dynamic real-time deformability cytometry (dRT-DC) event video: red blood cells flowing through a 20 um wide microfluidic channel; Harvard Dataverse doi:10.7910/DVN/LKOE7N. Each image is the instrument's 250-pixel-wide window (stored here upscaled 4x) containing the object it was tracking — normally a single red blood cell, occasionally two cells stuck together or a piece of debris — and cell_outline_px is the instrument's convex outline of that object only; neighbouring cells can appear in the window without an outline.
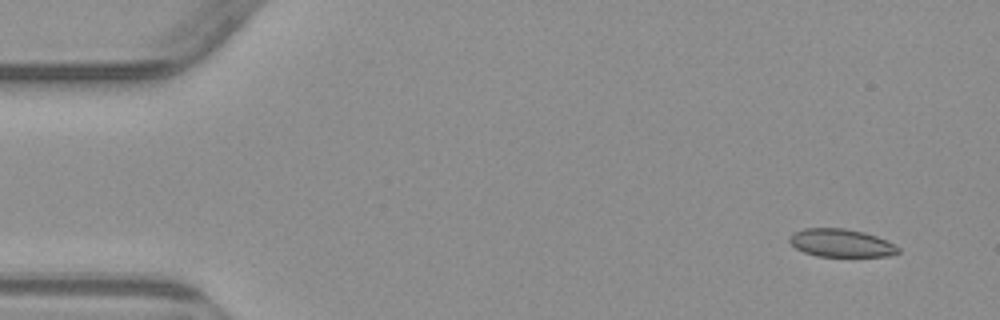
{"species": "common noctule bat (a hibernating species)", "species_latin": "Nyctalus noctula", "temperature_condition": "warm", "stored_images_in_passage": 7, "camera_frame_rate_fps": 3000, "um_per_image_px": 0.085, "animal": {"sex": "male", "body_mass_g": 23.1, "forearm_length_mm": 52.7}, "frame": {"image": 1, "passage_image": 1, "time_ms": 0.0, "image_size_px": [1000, 320], "cell_outline_px": [[900, 252], [888, 256], [816, 256], [804, 252], [796, 248], [788, 240], [788, 236], [792, 232], [804, 228], [844, 228], [864, 232], [888, 240], [900, 248]], "centroid_in_image_um": [71.48, 20.64], "position_along_channel_um": 13.5, "area_um2": 17.86}}
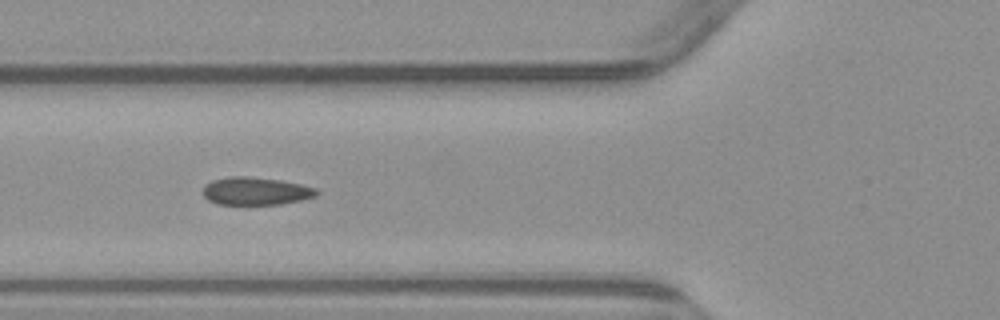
{"frame": {"image": 2, "passage_image": 5, "time_ms": 5.333, "image_size_px": [1000, 320], "cell_outline_px": [[320, 192], [316, 196], [300, 200], [280, 204], [220, 204], [208, 200], [204, 196], [204, 184], [212, 180], [228, 176], [248, 176], [280, 180], [300, 184], [316, 188]], "centroid_in_image_um": [21.74, 16.23], "position_along_channel_um": 104.1, "area_um2": 18.38}}
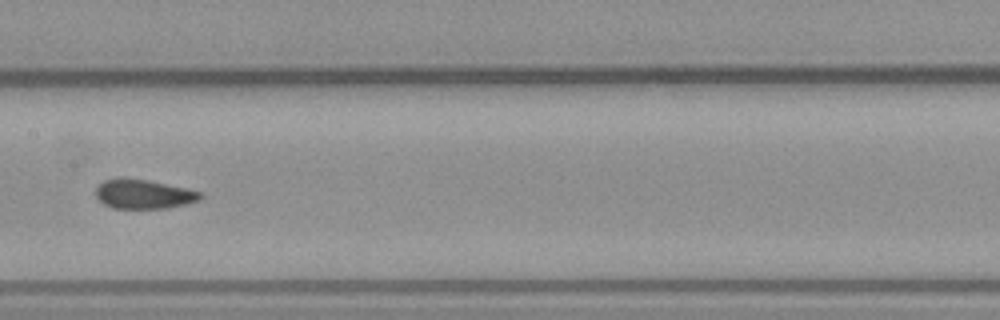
{"frame": {"image": 3, "passage_image": 7, "time_ms": 7.667, "image_size_px": [1000, 320], "cell_outline_px": [[204, 196], [200, 200], [168, 208], [112, 208], [104, 204], [96, 196], [96, 188], [104, 180], [120, 176], [148, 180], [188, 188], [204, 192]], "centroid_in_image_um": [12.23, 16.48], "position_along_channel_um": 195.2, "area_um2": 18.15}}